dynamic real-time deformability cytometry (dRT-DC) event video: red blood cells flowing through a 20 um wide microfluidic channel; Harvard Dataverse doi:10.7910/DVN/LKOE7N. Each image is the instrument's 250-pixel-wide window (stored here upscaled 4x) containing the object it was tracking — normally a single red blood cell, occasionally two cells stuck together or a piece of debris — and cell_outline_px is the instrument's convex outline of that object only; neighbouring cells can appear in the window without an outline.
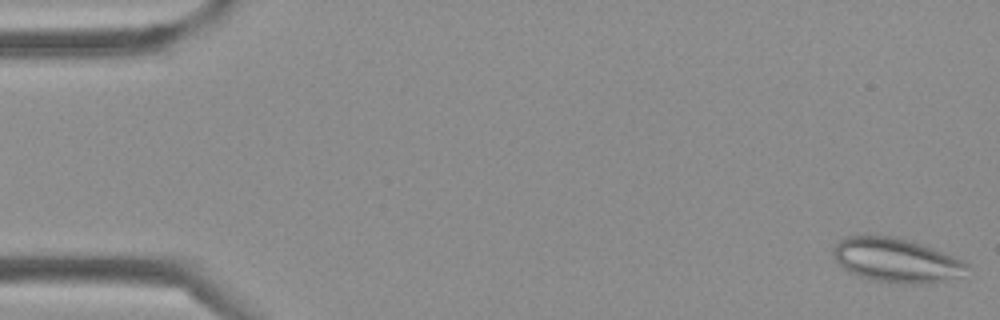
{"species": "Egyptian fruit bat (a non-hibernating species)", "species_latin": "Rousettus aegyptiacus", "temperature_condition": "cold", "stored_images_in_passage": 42, "camera_frame_rate_fps": 3000, "um_per_image_px": 0.085, "frame": {"image": 1, "passage_image": 1, "time_ms": 0.0, "image_size_px": [1000, 320], "cell_outline_px": [[968, 268], [956, 276], [944, 280], [920, 284], [912, 284], [876, 280], [860, 276], [848, 272], [832, 256], [832, 248], [840, 240], [848, 236], [888, 236], [908, 240], [944, 252], [964, 260], [968, 264]], "centroid_in_image_um": [76.14, 22.11], "position_along_channel_um": 8.9, "area_um2": 33.76}}
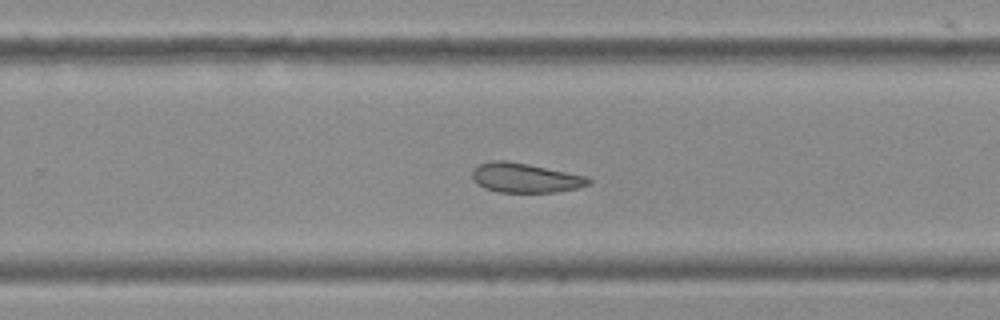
{"frame": {"image": 2, "passage_image": 27, "time_ms": 8.667, "image_size_px": [1000, 320], "cell_outline_px": [[592, 180], [588, 184], [576, 188], [556, 192], [500, 192], [484, 188], [476, 184], [472, 180], [472, 172], [476, 164], [492, 160], [508, 160], [588, 176]], "centroid_in_image_um": [44.59, 15.1], "position_along_channel_um": 285.2, "area_um2": 20.17}}
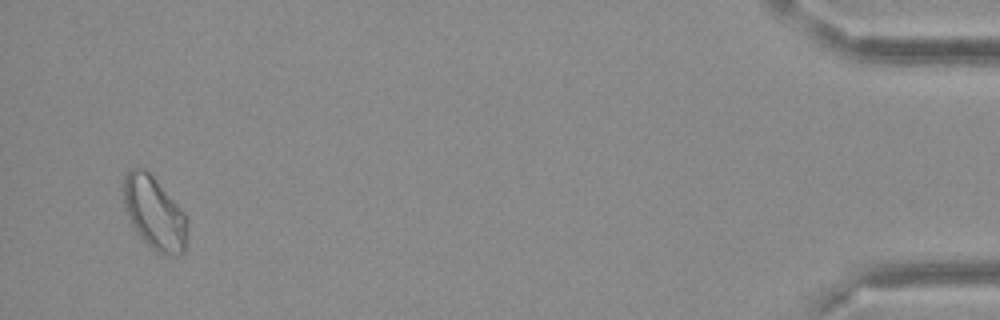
{"frame": {"image": 3, "passage_image": 41, "time_ms": 13.333, "image_size_px": [1000, 320], "cell_outline_px": [[188, 240], [184, 252], [180, 256], [164, 256], [156, 252], [136, 232], [128, 216], [124, 204], [120, 188], [124, 176], [132, 168], [144, 168], [152, 176], [188, 216]], "centroid_in_image_um": [13.14, 18.15], "position_along_channel_um": 422.1, "area_um2": 27.69}}